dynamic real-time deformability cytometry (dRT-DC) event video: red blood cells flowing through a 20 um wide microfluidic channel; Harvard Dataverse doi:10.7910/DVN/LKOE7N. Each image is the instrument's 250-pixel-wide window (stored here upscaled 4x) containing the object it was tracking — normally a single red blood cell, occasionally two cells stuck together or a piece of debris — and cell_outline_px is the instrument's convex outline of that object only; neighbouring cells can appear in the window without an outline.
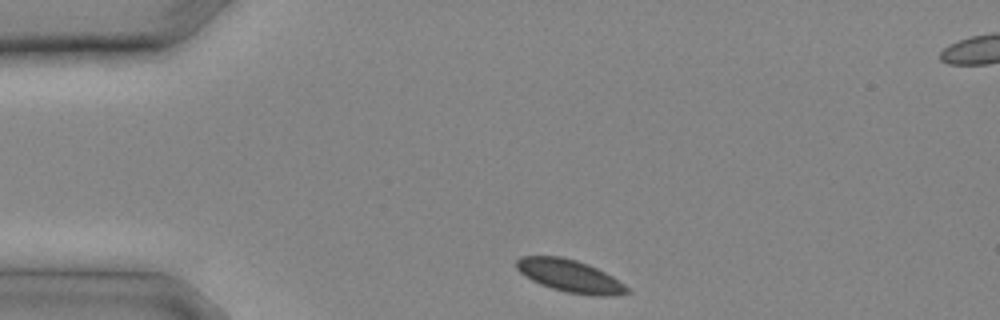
{"species": "common noctule bat (a hibernating species)", "species_latin": "Nyctalus noctula", "temperature_condition": "cold", "stored_images_in_passage": 5, "camera_frame_rate_fps": 3000, "um_per_image_px": 0.085, "animal": {"sex": "male", "body_mass_g": 20.4}, "frame": {"image": 1, "passage_image": 1, "time_ms": 0.0, "image_size_px": [1000, 320], "cell_outline_px": [[632, 292], [612, 296], [592, 296], [568, 292], [552, 288], [540, 284], [524, 276], [516, 268], [516, 260], [520, 256], [560, 256], [576, 260], [588, 264], [612, 276], [624, 284]], "centroid_in_image_um": [48.44, 23.46], "position_along_channel_um": 36.6, "area_um2": 20.92}}